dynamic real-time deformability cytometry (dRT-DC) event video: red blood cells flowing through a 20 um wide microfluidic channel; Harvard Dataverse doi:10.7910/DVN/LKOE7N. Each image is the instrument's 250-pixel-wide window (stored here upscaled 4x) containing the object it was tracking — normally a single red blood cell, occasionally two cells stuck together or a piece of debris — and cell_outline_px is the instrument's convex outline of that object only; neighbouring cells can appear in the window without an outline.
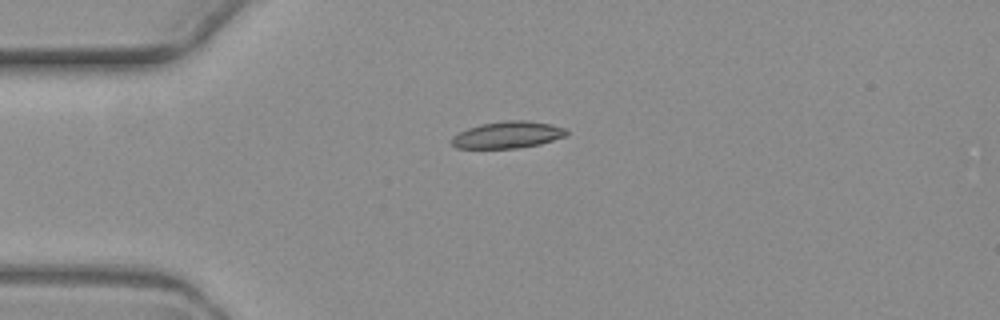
{"species": "common noctule bat (a hibernating species)", "species_latin": "Nyctalus noctula", "temperature_condition": "warm", "stored_images_in_passage": 1, "camera_frame_rate_fps": 3000, "um_per_image_px": 0.085, "animal": {"sex": "female", "body_mass_g": 19.3, "forearm_length_mm": 54.1}, "frame": {"image": 1, "passage_image": 1, "time_ms": 0.0, "image_size_px": [1000, 320], "cell_outline_px": [[568, 136], [540, 144], [520, 148], [456, 148], [448, 140], [452, 136], [468, 128], [484, 124], [504, 120], [524, 120], [552, 124], [564, 128], [568, 132]], "centroid_in_image_um": [43.16, 11.47], "position_along_channel_um": 41.8, "area_um2": 18.03}}